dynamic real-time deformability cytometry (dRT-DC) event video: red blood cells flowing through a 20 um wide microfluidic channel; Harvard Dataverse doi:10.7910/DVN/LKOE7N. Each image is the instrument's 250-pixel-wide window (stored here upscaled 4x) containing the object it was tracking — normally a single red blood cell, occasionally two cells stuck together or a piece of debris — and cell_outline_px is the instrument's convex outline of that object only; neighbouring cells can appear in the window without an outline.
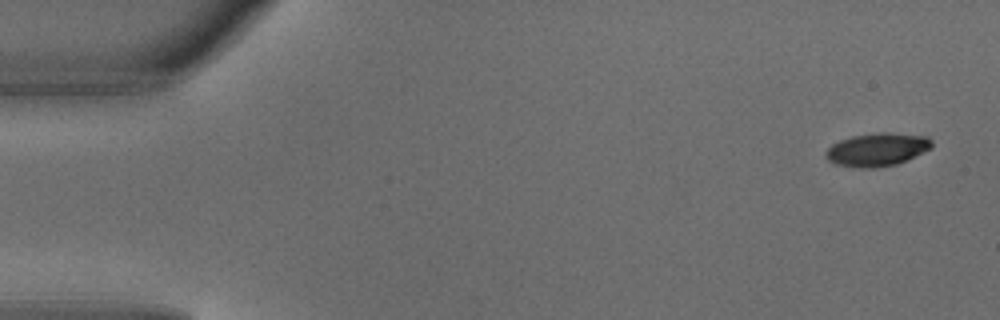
{"species": "common noctule bat (a hibernating species)", "species_latin": "Nyctalus noctula", "temperature_condition": "warm", "stored_images_in_passage": 4, "camera_frame_rate_fps": 3000, "um_per_image_px": 0.085, "animal": {"sex": "male", "body_mass_g": 18.8}, "frame": {"image": 1, "passage_image": 1, "time_ms": 0.0, "image_size_px": [1000, 320], "cell_outline_px": [[932, 148], [896, 164], [876, 168], [856, 168], [836, 164], [828, 160], [828, 148], [832, 144], [840, 140], [852, 136], [880, 132], [888, 132], [928, 136], [932, 140]], "centroid_in_image_um": [74.59, 12.7], "position_along_channel_um": 10.4, "area_um2": 20.35}}
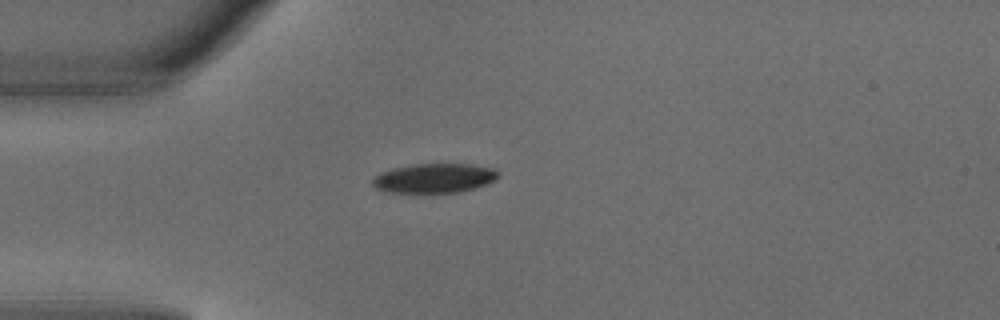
{"frame": {"image": 2, "passage_image": 4, "time_ms": 1.0, "image_size_px": [1000, 320], "cell_outline_px": [[500, 176], [496, 180], [488, 184], [476, 188], [456, 192], [388, 192], [376, 188], [372, 184], [372, 180], [380, 172], [392, 168], [412, 164], [472, 164], [492, 168], [500, 172]], "centroid_in_image_um": [36.95, 15.13], "position_along_channel_um": 48.0, "area_um2": 21.62}}